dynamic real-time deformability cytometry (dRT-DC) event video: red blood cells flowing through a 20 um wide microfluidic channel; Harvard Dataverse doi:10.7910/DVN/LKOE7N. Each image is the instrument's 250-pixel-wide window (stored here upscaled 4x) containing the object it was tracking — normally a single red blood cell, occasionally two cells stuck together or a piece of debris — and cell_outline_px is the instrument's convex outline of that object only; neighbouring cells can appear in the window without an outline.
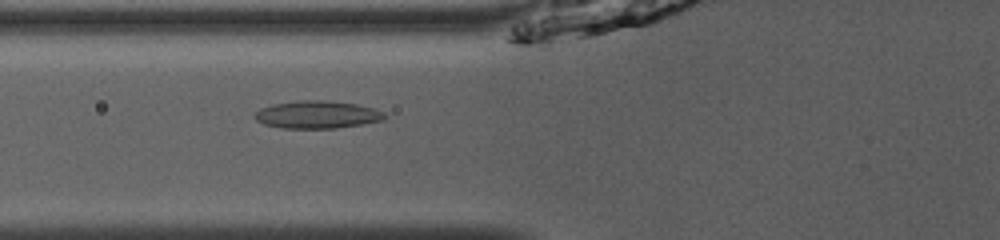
{"species": "common noctule bat (a hibernating species)", "species_latin": "Nyctalus noctula", "temperature_condition": "room temperature", "stored_images_in_passage": 53, "camera_frame_rate_fps": 3000, "um_per_image_px": 0.085, "animal": {"sex": "male", "body_mass_g": 13.0, "forearm_length_mm": 53.1}, "frame": {"image": 1, "passage_image": 22, "time_ms": 7.0, "image_size_px": [1000, 240], "cell_outline_px": [[388, 116], [384, 120], [336, 128], [280, 128], [264, 124], [256, 120], [256, 112], [260, 108], [272, 104], [300, 100], [320, 100], [356, 104], [372, 108], [384, 112]], "centroid_in_image_um": [26.96, 9.74], "position_along_channel_um": 98.8, "area_um2": 20.75}}
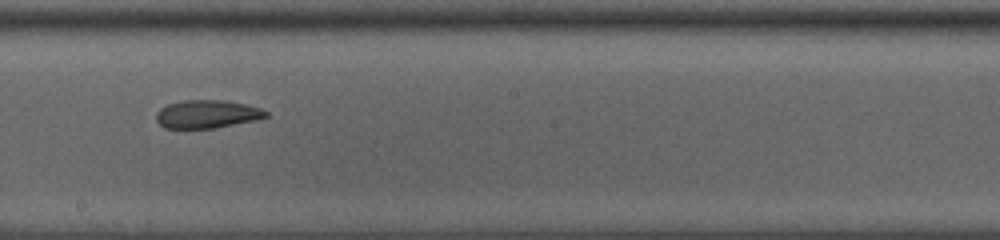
{"frame": {"image": 2, "passage_image": 32, "time_ms": 10.333, "image_size_px": [1000, 240], "cell_outline_px": [[268, 116], [256, 120], [212, 128], [164, 128], [156, 120], [156, 112], [160, 108], [168, 104], [184, 100], [224, 100], [244, 104], [260, 108], [268, 112]], "centroid_in_image_um": [17.58, 9.69], "position_along_channel_um": 230.6, "area_um2": 17.86}}
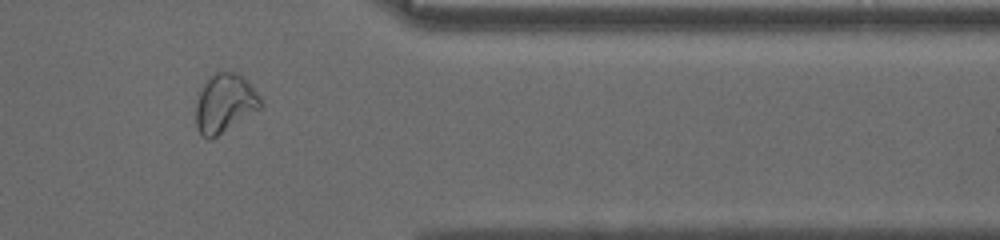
{"frame": {"image": 3, "passage_image": 45, "time_ms": 14.667, "image_size_px": [1000, 240], "cell_outline_px": [[264, 104], [260, 108], [216, 136], [208, 140], [200, 136], [196, 128], [196, 104], [200, 92], [208, 76], [216, 72], [236, 72], [244, 76], [260, 96]], "centroid_in_image_um": [19.1, 8.76], "position_along_channel_um": 392.3, "area_um2": 22.14}, "authors_computed_cell_mechanics": {"area_um2": 20.4612, "velocity_mm_per_s": 3.9298, "shape_relaxation_time_tau1_ms": null, "shape_relaxation_time_tau2_ms": 5.4494, "deformation_change_tau1": null, "deformation_change_tau2": 0.0808}}